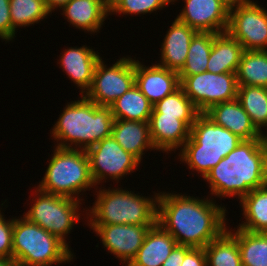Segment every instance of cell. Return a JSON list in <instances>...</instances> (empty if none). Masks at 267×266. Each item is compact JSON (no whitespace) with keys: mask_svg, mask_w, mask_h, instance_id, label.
Masks as SVG:
<instances>
[{"mask_svg":"<svg viewBox=\"0 0 267 266\" xmlns=\"http://www.w3.org/2000/svg\"><path fill=\"white\" fill-rule=\"evenodd\" d=\"M208 198L160 192L157 223L178 245L205 248L229 227L226 208Z\"/></svg>","mask_w":267,"mask_h":266,"instance_id":"cell-1","label":"cell"},{"mask_svg":"<svg viewBox=\"0 0 267 266\" xmlns=\"http://www.w3.org/2000/svg\"><path fill=\"white\" fill-rule=\"evenodd\" d=\"M177 0H173V3ZM177 19L197 32L224 33L227 31L230 7L222 0H184Z\"/></svg>","mask_w":267,"mask_h":266,"instance_id":"cell-14","label":"cell"},{"mask_svg":"<svg viewBox=\"0 0 267 266\" xmlns=\"http://www.w3.org/2000/svg\"><path fill=\"white\" fill-rule=\"evenodd\" d=\"M212 45L213 33L197 32L191 40L186 62L178 75L191 76L205 72Z\"/></svg>","mask_w":267,"mask_h":266,"instance_id":"cell-31","label":"cell"},{"mask_svg":"<svg viewBox=\"0 0 267 266\" xmlns=\"http://www.w3.org/2000/svg\"><path fill=\"white\" fill-rule=\"evenodd\" d=\"M151 114H163V116L178 117V119L182 120L189 128H191L200 112L180 87L174 93L156 102L153 105Z\"/></svg>","mask_w":267,"mask_h":266,"instance_id":"cell-29","label":"cell"},{"mask_svg":"<svg viewBox=\"0 0 267 266\" xmlns=\"http://www.w3.org/2000/svg\"><path fill=\"white\" fill-rule=\"evenodd\" d=\"M171 24L161 44V61L157 64L179 72L186 62L191 40L197 31L177 18Z\"/></svg>","mask_w":267,"mask_h":266,"instance_id":"cell-17","label":"cell"},{"mask_svg":"<svg viewBox=\"0 0 267 266\" xmlns=\"http://www.w3.org/2000/svg\"><path fill=\"white\" fill-rule=\"evenodd\" d=\"M111 136L140 162L144 151L154 150L148 122L114 119Z\"/></svg>","mask_w":267,"mask_h":266,"instance_id":"cell-21","label":"cell"},{"mask_svg":"<svg viewBox=\"0 0 267 266\" xmlns=\"http://www.w3.org/2000/svg\"><path fill=\"white\" fill-rule=\"evenodd\" d=\"M237 242L242 266H267V233L237 227Z\"/></svg>","mask_w":267,"mask_h":266,"instance_id":"cell-30","label":"cell"},{"mask_svg":"<svg viewBox=\"0 0 267 266\" xmlns=\"http://www.w3.org/2000/svg\"><path fill=\"white\" fill-rule=\"evenodd\" d=\"M148 123L156 151L176 152V149L180 150L189 139L190 128L178 117L151 114Z\"/></svg>","mask_w":267,"mask_h":266,"instance_id":"cell-19","label":"cell"},{"mask_svg":"<svg viewBox=\"0 0 267 266\" xmlns=\"http://www.w3.org/2000/svg\"><path fill=\"white\" fill-rule=\"evenodd\" d=\"M108 4H110L113 0H105Z\"/></svg>","mask_w":267,"mask_h":266,"instance_id":"cell-42","label":"cell"},{"mask_svg":"<svg viewBox=\"0 0 267 266\" xmlns=\"http://www.w3.org/2000/svg\"><path fill=\"white\" fill-rule=\"evenodd\" d=\"M224 3H226L230 8L233 6H236L237 4H240L242 2H245L247 0H222Z\"/></svg>","mask_w":267,"mask_h":266,"instance_id":"cell-40","label":"cell"},{"mask_svg":"<svg viewBox=\"0 0 267 266\" xmlns=\"http://www.w3.org/2000/svg\"><path fill=\"white\" fill-rule=\"evenodd\" d=\"M86 152L95 187L108 178L118 183L141 163L135 156L126 152L112 136L99 141Z\"/></svg>","mask_w":267,"mask_h":266,"instance_id":"cell-11","label":"cell"},{"mask_svg":"<svg viewBox=\"0 0 267 266\" xmlns=\"http://www.w3.org/2000/svg\"><path fill=\"white\" fill-rule=\"evenodd\" d=\"M135 85L154 105L180 88L178 72L153 64L144 66L135 59Z\"/></svg>","mask_w":267,"mask_h":266,"instance_id":"cell-15","label":"cell"},{"mask_svg":"<svg viewBox=\"0 0 267 266\" xmlns=\"http://www.w3.org/2000/svg\"><path fill=\"white\" fill-rule=\"evenodd\" d=\"M10 14L12 22V40L19 27L39 23L46 19L51 13L46 8L44 0H9Z\"/></svg>","mask_w":267,"mask_h":266,"instance_id":"cell-32","label":"cell"},{"mask_svg":"<svg viewBox=\"0 0 267 266\" xmlns=\"http://www.w3.org/2000/svg\"><path fill=\"white\" fill-rule=\"evenodd\" d=\"M211 194L240 200L267 182V152L263 139L242 140L204 178ZM223 197V198H222Z\"/></svg>","mask_w":267,"mask_h":266,"instance_id":"cell-2","label":"cell"},{"mask_svg":"<svg viewBox=\"0 0 267 266\" xmlns=\"http://www.w3.org/2000/svg\"><path fill=\"white\" fill-rule=\"evenodd\" d=\"M180 87L200 113L212 106L237 99L236 73L215 74L205 71L191 76H179Z\"/></svg>","mask_w":267,"mask_h":266,"instance_id":"cell-9","label":"cell"},{"mask_svg":"<svg viewBox=\"0 0 267 266\" xmlns=\"http://www.w3.org/2000/svg\"><path fill=\"white\" fill-rule=\"evenodd\" d=\"M173 3V0H113L109 4V15H140L151 14L154 11L162 10Z\"/></svg>","mask_w":267,"mask_h":266,"instance_id":"cell-33","label":"cell"},{"mask_svg":"<svg viewBox=\"0 0 267 266\" xmlns=\"http://www.w3.org/2000/svg\"><path fill=\"white\" fill-rule=\"evenodd\" d=\"M237 99L249 115L252 124L264 134L263 130H267V88L238 86Z\"/></svg>","mask_w":267,"mask_h":266,"instance_id":"cell-28","label":"cell"},{"mask_svg":"<svg viewBox=\"0 0 267 266\" xmlns=\"http://www.w3.org/2000/svg\"><path fill=\"white\" fill-rule=\"evenodd\" d=\"M57 236L24 216L14 218L12 258L17 266H52L66 264L74 253Z\"/></svg>","mask_w":267,"mask_h":266,"instance_id":"cell-6","label":"cell"},{"mask_svg":"<svg viewBox=\"0 0 267 266\" xmlns=\"http://www.w3.org/2000/svg\"><path fill=\"white\" fill-rule=\"evenodd\" d=\"M177 245L174 237L157 223L149 229L136 257L128 266H162Z\"/></svg>","mask_w":267,"mask_h":266,"instance_id":"cell-22","label":"cell"},{"mask_svg":"<svg viewBox=\"0 0 267 266\" xmlns=\"http://www.w3.org/2000/svg\"><path fill=\"white\" fill-rule=\"evenodd\" d=\"M89 226L100 237V241H102L103 247L108 249V253L115 255L123 265L125 263V266H128L136 257L147 232L154 225L111 224Z\"/></svg>","mask_w":267,"mask_h":266,"instance_id":"cell-13","label":"cell"},{"mask_svg":"<svg viewBox=\"0 0 267 266\" xmlns=\"http://www.w3.org/2000/svg\"><path fill=\"white\" fill-rule=\"evenodd\" d=\"M262 137H263L264 145L266 147V152H267V131L265 134H262Z\"/></svg>","mask_w":267,"mask_h":266,"instance_id":"cell-41","label":"cell"},{"mask_svg":"<svg viewBox=\"0 0 267 266\" xmlns=\"http://www.w3.org/2000/svg\"><path fill=\"white\" fill-rule=\"evenodd\" d=\"M205 114L217 125L238 135L243 140L263 139L238 99L216 104Z\"/></svg>","mask_w":267,"mask_h":266,"instance_id":"cell-18","label":"cell"},{"mask_svg":"<svg viewBox=\"0 0 267 266\" xmlns=\"http://www.w3.org/2000/svg\"><path fill=\"white\" fill-rule=\"evenodd\" d=\"M110 108L114 119L148 122L153 111V104L134 85L116 99Z\"/></svg>","mask_w":267,"mask_h":266,"instance_id":"cell-25","label":"cell"},{"mask_svg":"<svg viewBox=\"0 0 267 266\" xmlns=\"http://www.w3.org/2000/svg\"><path fill=\"white\" fill-rule=\"evenodd\" d=\"M14 218L6 220L0 210V258H12Z\"/></svg>","mask_w":267,"mask_h":266,"instance_id":"cell-34","label":"cell"},{"mask_svg":"<svg viewBox=\"0 0 267 266\" xmlns=\"http://www.w3.org/2000/svg\"><path fill=\"white\" fill-rule=\"evenodd\" d=\"M243 51V46L227 32L213 33V45L206 71L215 74L236 73Z\"/></svg>","mask_w":267,"mask_h":266,"instance_id":"cell-23","label":"cell"},{"mask_svg":"<svg viewBox=\"0 0 267 266\" xmlns=\"http://www.w3.org/2000/svg\"><path fill=\"white\" fill-rule=\"evenodd\" d=\"M53 151L37 188L50 194L84 200L79 198V194L95 186L86 150L54 146Z\"/></svg>","mask_w":267,"mask_h":266,"instance_id":"cell-7","label":"cell"},{"mask_svg":"<svg viewBox=\"0 0 267 266\" xmlns=\"http://www.w3.org/2000/svg\"><path fill=\"white\" fill-rule=\"evenodd\" d=\"M0 266H17L13 258H0Z\"/></svg>","mask_w":267,"mask_h":266,"instance_id":"cell-39","label":"cell"},{"mask_svg":"<svg viewBox=\"0 0 267 266\" xmlns=\"http://www.w3.org/2000/svg\"><path fill=\"white\" fill-rule=\"evenodd\" d=\"M190 246L177 245L170 253L162 266H181L185 254L191 249Z\"/></svg>","mask_w":267,"mask_h":266,"instance_id":"cell-37","label":"cell"},{"mask_svg":"<svg viewBox=\"0 0 267 266\" xmlns=\"http://www.w3.org/2000/svg\"><path fill=\"white\" fill-rule=\"evenodd\" d=\"M93 206L85 210L87 225H156L158 214V197L142 196L126 189L98 188ZM89 211V212H87Z\"/></svg>","mask_w":267,"mask_h":266,"instance_id":"cell-4","label":"cell"},{"mask_svg":"<svg viewBox=\"0 0 267 266\" xmlns=\"http://www.w3.org/2000/svg\"><path fill=\"white\" fill-rule=\"evenodd\" d=\"M70 0H44L46 8L50 13L54 12V10H59L66 5Z\"/></svg>","mask_w":267,"mask_h":266,"instance_id":"cell-38","label":"cell"},{"mask_svg":"<svg viewBox=\"0 0 267 266\" xmlns=\"http://www.w3.org/2000/svg\"><path fill=\"white\" fill-rule=\"evenodd\" d=\"M181 266H207L204 248H191L184 256Z\"/></svg>","mask_w":267,"mask_h":266,"instance_id":"cell-36","label":"cell"},{"mask_svg":"<svg viewBox=\"0 0 267 266\" xmlns=\"http://www.w3.org/2000/svg\"><path fill=\"white\" fill-rule=\"evenodd\" d=\"M101 59L98 61L91 87L84 95L99 106L110 105L135 85V59L121 57L108 67Z\"/></svg>","mask_w":267,"mask_h":266,"instance_id":"cell-10","label":"cell"},{"mask_svg":"<svg viewBox=\"0 0 267 266\" xmlns=\"http://www.w3.org/2000/svg\"><path fill=\"white\" fill-rule=\"evenodd\" d=\"M238 135L217 125L205 113H200L190 128L189 139L180 149L179 159L196 170L202 178L242 141Z\"/></svg>","mask_w":267,"mask_h":266,"instance_id":"cell-5","label":"cell"},{"mask_svg":"<svg viewBox=\"0 0 267 266\" xmlns=\"http://www.w3.org/2000/svg\"><path fill=\"white\" fill-rule=\"evenodd\" d=\"M34 196L32 199L34 204L23 216L28 221L38 224L44 230L57 236L69 247L66 236L81 220L79 215L82 213L78 211L82 204L81 201L50 194L38 188H36Z\"/></svg>","mask_w":267,"mask_h":266,"instance_id":"cell-8","label":"cell"},{"mask_svg":"<svg viewBox=\"0 0 267 266\" xmlns=\"http://www.w3.org/2000/svg\"><path fill=\"white\" fill-rule=\"evenodd\" d=\"M110 107L99 106L81 95L68 102L51 130L56 147L87 150L112 133ZM74 146V147H73Z\"/></svg>","mask_w":267,"mask_h":266,"instance_id":"cell-3","label":"cell"},{"mask_svg":"<svg viewBox=\"0 0 267 266\" xmlns=\"http://www.w3.org/2000/svg\"><path fill=\"white\" fill-rule=\"evenodd\" d=\"M59 56L60 67L68 78L80 89V94L85 95L92 84L94 70L101 59L94 49L83 45L82 47H69Z\"/></svg>","mask_w":267,"mask_h":266,"instance_id":"cell-16","label":"cell"},{"mask_svg":"<svg viewBox=\"0 0 267 266\" xmlns=\"http://www.w3.org/2000/svg\"><path fill=\"white\" fill-rule=\"evenodd\" d=\"M61 10L70 25L93 34L99 32L109 16L105 0H70Z\"/></svg>","mask_w":267,"mask_h":266,"instance_id":"cell-20","label":"cell"},{"mask_svg":"<svg viewBox=\"0 0 267 266\" xmlns=\"http://www.w3.org/2000/svg\"><path fill=\"white\" fill-rule=\"evenodd\" d=\"M204 250L207 266H242L236 229L226 228Z\"/></svg>","mask_w":267,"mask_h":266,"instance_id":"cell-26","label":"cell"},{"mask_svg":"<svg viewBox=\"0 0 267 266\" xmlns=\"http://www.w3.org/2000/svg\"><path fill=\"white\" fill-rule=\"evenodd\" d=\"M226 32L244 50H267V10L252 0L231 7Z\"/></svg>","mask_w":267,"mask_h":266,"instance_id":"cell-12","label":"cell"},{"mask_svg":"<svg viewBox=\"0 0 267 266\" xmlns=\"http://www.w3.org/2000/svg\"><path fill=\"white\" fill-rule=\"evenodd\" d=\"M0 38L7 42L12 40L9 0H0Z\"/></svg>","mask_w":267,"mask_h":266,"instance_id":"cell-35","label":"cell"},{"mask_svg":"<svg viewBox=\"0 0 267 266\" xmlns=\"http://www.w3.org/2000/svg\"><path fill=\"white\" fill-rule=\"evenodd\" d=\"M236 78L238 86L267 88V50H244Z\"/></svg>","mask_w":267,"mask_h":266,"instance_id":"cell-27","label":"cell"},{"mask_svg":"<svg viewBox=\"0 0 267 266\" xmlns=\"http://www.w3.org/2000/svg\"><path fill=\"white\" fill-rule=\"evenodd\" d=\"M239 203L246 220L237 227L244 231L267 233V182L251 190Z\"/></svg>","mask_w":267,"mask_h":266,"instance_id":"cell-24","label":"cell"}]
</instances>
